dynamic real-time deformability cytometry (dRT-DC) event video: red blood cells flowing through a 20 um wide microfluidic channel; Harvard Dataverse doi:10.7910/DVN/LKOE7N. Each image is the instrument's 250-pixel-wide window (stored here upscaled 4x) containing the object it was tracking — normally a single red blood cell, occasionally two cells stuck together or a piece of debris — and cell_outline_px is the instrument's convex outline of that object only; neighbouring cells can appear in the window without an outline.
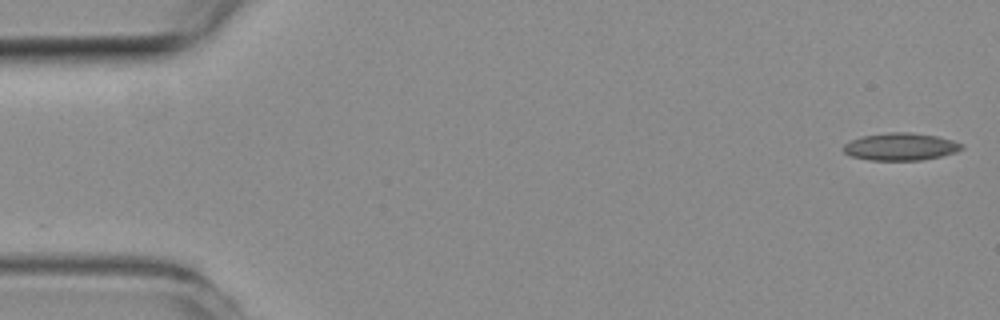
{"species": "common noctule bat (a hibernating species)", "species_latin": "Nyctalus noctula", "temperature_condition": "room temperature", "stored_images_in_passage": 51, "camera_frame_rate_fps": 3000, "um_per_image_px": 0.085, "animal": {"sex": "female", "body_mass_g": 19.3, "forearm_length_mm": 54.1}, "frame": {"image": 1, "passage_image": 1, "time_ms": 0.0, "image_size_px": [1000, 320], "cell_outline_px": [[964, 148], [956, 152], [940, 156], [920, 160], [868, 160], [852, 156], [844, 152], [840, 148], [844, 144], [852, 140], [864, 136], [892, 132], [908, 132], [936, 136], [952, 140], [964, 144]], "centroid_in_image_um": [76.55, 12.47], "position_along_channel_um": 8.5, "area_um2": 18.79}}
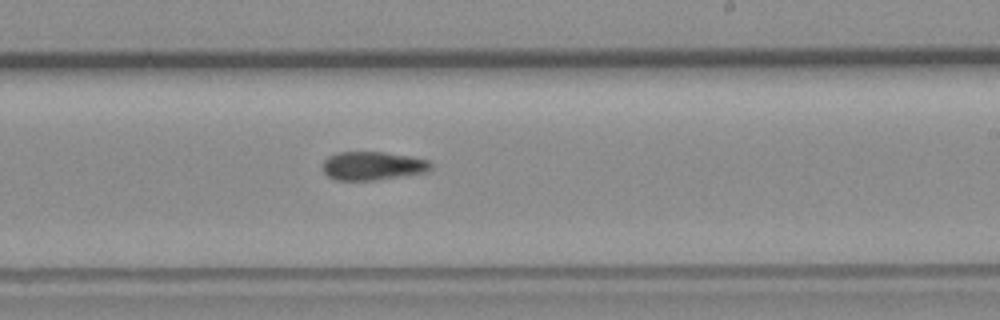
{"frame": {"image": 2, "passage_image": 30, "time_ms": 9.667, "image_size_px": [1000, 320], "cell_outline_px": [[432, 172], [408, 176], [376, 180], [336, 180], [328, 176], [320, 168], [320, 164], [328, 156], [336, 152], [384, 152], [408, 156], [428, 160], [432, 164]], "centroid_in_image_um": [31.69, 14.11], "position_along_channel_um": 257.3, "area_um2": 18.5}}
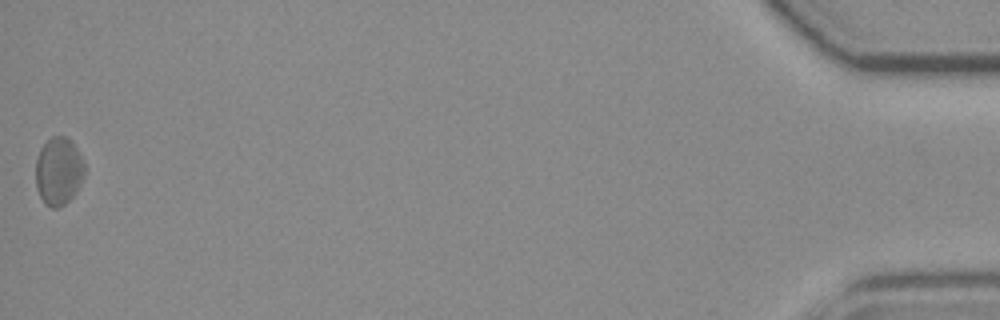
{"frame": {"image": 3, "passage_image": 51, "time_ms": 16.667, "image_size_px": [1000, 320], "cell_outline_px": [[84, 176], [76, 192], [64, 204], [56, 208], [52, 208], [44, 204], [36, 188], [36, 160], [40, 148], [52, 136], [64, 136], [76, 148], [84, 164]], "centroid_in_image_um": [4.96, 14.57], "position_along_channel_um": 430.2, "area_um2": 19.07}}